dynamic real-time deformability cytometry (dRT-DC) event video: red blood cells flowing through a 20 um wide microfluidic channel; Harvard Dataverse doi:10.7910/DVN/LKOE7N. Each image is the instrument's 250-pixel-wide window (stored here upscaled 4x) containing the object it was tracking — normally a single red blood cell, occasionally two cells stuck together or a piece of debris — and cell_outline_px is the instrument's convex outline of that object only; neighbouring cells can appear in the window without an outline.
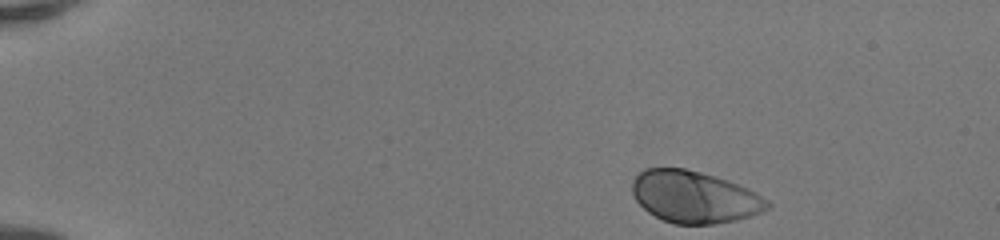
{"species": "human", "species_latin": "Homo sapiens", "temperature_condition": "room temperature", "stored_images_in_passage": 43, "camera_frame_rate_fps": 3000, "um_per_image_px": 0.085, "donor": {"sex": "female"}, "frame": {"image": 1, "passage_image": 1, "time_ms": 0.0, "image_size_px": [1000, 240], "cell_outline_px": [[772, 208], [764, 212], [736, 220], [712, 224], [676, 224], [664, 220], [648, 212], [636, 200], [632, 192], [632, 180], [644, 168], [684, 168], [700, 172], [728, 180], [748, 188], [756, 192], [768, 200], [772, 204]], "centroid_in_image_um": [59.06, 16.74], "position_along_channel_um": 25.9, "area_um2": 41.04}}
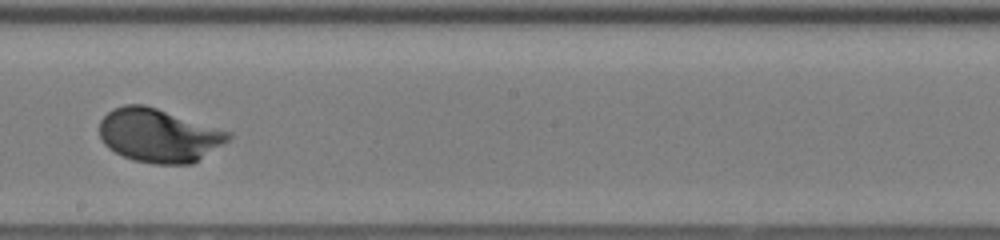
{"frame": {"image": 2, "passage_image": 24, "time_ms": 7.667, "image_size_px": [1000, 240], "cell_outline_px": [[232, 136], [228, 140], [192, 164], [156, 164], [132, 160], [108, 148], [104, 144], [100, 136], [100, 120], [112, 108], [124, 104], [144, 104], [232, 132]], "centroid_in_image_um": [13.47, 11.5], "position_along_channel_um": 234.7, "area_um2": 40.11}}
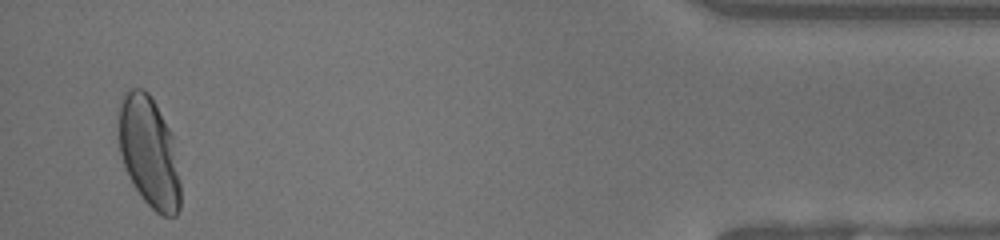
{"frame": {"image": 3, "passage_image": 42, "time_ms": 13.667, "image_size_px": [1000, 240], "cell_outline_px": [[180, 208], [176, 216], [164, 216], [156, 212], [144, 200], [132, 184], [128, 176], [120, 152], [120, 108], [124, 92], [132, 88], [144, 88], [148, 92], [156, 104], [172, 132], [180, 184]], "centroid_in_image_um": [12.69, 12.94], "position_along_channel_um": 422.5, "area_um2": 39.65}, "authors_computed_cell_mechanics": {"area_um2": 38.9572, "velocity_mm_per_s": 4.1493, "shape_relaxation_time_tau1_ms": 2.0845, "shape_relaxation_time_tau2_ms": null, "deformation_change_tau1": 0.1495, "deformation_change_tau2": null}}